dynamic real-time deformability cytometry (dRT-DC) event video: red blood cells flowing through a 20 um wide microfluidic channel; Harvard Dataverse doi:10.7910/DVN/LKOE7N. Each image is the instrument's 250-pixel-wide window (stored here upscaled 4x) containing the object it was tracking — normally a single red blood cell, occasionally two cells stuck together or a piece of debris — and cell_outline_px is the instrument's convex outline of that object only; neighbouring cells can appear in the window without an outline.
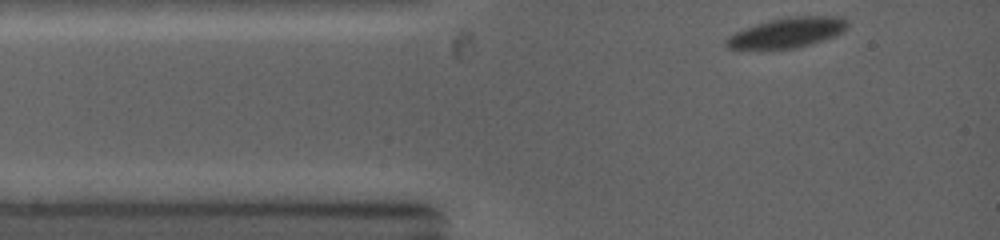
{"species": "common noctule bat (a hibernating species)", "species_latin": "Nyctalus noctula", "temperature_condition": "warm", "stored_images_in_passage": 38, "camera_frame_rate_fps": 5000, "um_per_image_px": 0.085, "animal": {"sex": "female", "body_mass_g": 19.0, "forearm_length_mm": 53.3}, "frame": {"image": 1, "passage_image": 1, "time_ms": 0.0, "image_size_px": [1000, 240], "cell_outline_px": [[848, 28], [836, 36], [812, 44], [796, 48], [728, 48], [724, 44], [724, 40], [728, 36], [736, 32], [756, 24], [768, 20], [788, 16], [840, 16], [848, 24]], "centroid_in_image_um": [66.94, 2.76], "position_along_channel_um": 18.1, "area_um2": 21.15}}
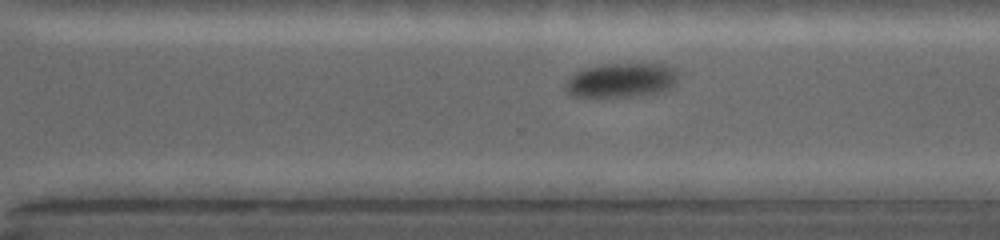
{"frame": {"image": 2, "passage_image": 30, "time_ms": 8.0, "image_size_px": [1000, 240], "cell_outline_px": [[676, 84], [672, 88], [660, 92], [632, 96], [572, 96], [564, 88], [564, 84], [576, 72], [588, 68], [604, 64], [664, 64], [676, 68]], "centroid_in_image_um": [52.85, 6.82], "position_along_channel_um": 317.8, "area_um2": 22.31}}
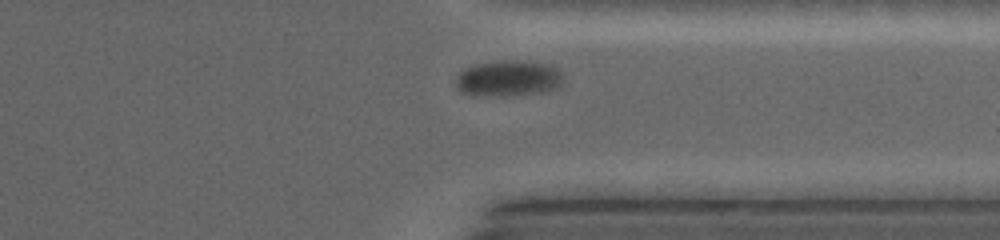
{"frame": {"image": 3, "passage_image": 34, "time_ms": 9.2, "image_size_px": [1000, 240], "cell_outline_px": [[564, 80], [556, 88], [544, 92], [524, 96], [472, 96], [456, 88], [456, 76], [464, 68], [476, 64], [504, 60], [512, 60], [544, 64], [556, 68], [560, 72]], "centroid_in_image_um": [43.18, 6.7], "position_along_channel_um": 368.2, "area_um2": 22.77}}